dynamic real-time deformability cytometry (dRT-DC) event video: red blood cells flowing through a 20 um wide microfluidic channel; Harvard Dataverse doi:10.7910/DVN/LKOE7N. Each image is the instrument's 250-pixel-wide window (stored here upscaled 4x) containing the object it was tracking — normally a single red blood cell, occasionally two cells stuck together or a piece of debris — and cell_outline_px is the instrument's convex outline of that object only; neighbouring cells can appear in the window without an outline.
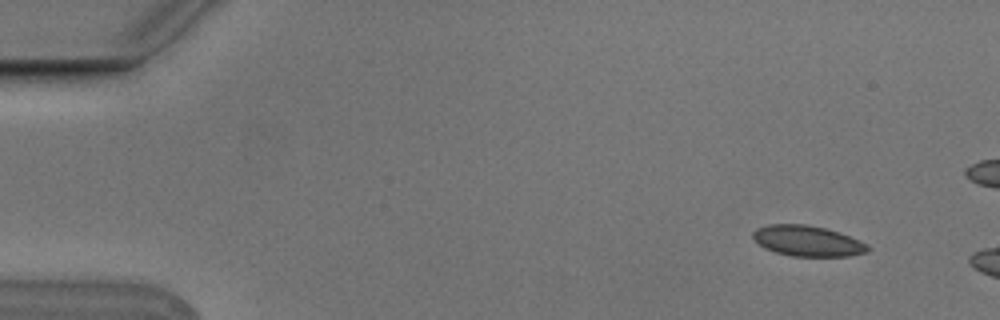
{"species": "Egyptian fruit bat (a non-hibernating species)", "species_latin": "Rousettus aegyptiacus", "temperature_condition": "cold", "stored_images_in_passage": 3, "camera_frame_rate_fps": 3000, "um_per_image_px": 0.085, "animal": {"sex": "male"}, "frame": {"image": 1, "passage_image": 1, "time_ms": 0.0, "image_size_px": [1000, 320], "cell_outline_px": [[872, 248], [868, 252], [848, 256], [792, 256], [776, 252], [764, 248], [752, 240], [752, 232], [756, 228], [768, 224], [808, 224], [840, 232], [860, 240], [868, 244]], "centroid_in_image_um": [68.64, 20.47], "position_along_channel_um": 16.4, "area_um2": 20.81}}